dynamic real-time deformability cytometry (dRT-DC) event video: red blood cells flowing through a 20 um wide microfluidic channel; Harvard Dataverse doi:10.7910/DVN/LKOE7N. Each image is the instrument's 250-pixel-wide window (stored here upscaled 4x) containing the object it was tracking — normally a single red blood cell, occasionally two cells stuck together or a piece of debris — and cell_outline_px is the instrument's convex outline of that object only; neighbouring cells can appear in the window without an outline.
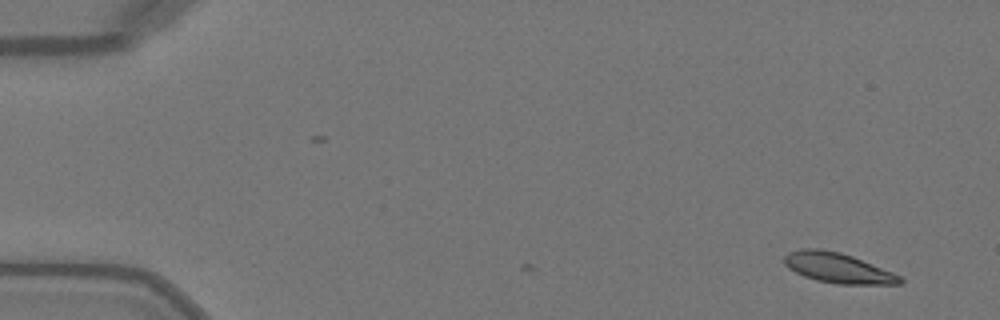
{"species": "Egyptian fruit bat (a non-hibernating species)", "species_latin": "Rousettus aegyptiacus", "temperature_condition": "warm", "stored_images_in_passage": 5, "camera_frame_rate_fps": 3000, "um_per_image_px": 0.085, "animal": {"sex": "female"}, "frame": {"image": 1, "passage_image": 1, "time_ms": 0.0, "image_size_px": [1000, 320], "cell_outline_px": [[904, 280], [900, 284], [836, 284], [816, 280], [804, 276], [788, 268], [784, 264], [784, 256], [788, 252], [804, 248], [820, 248], [840, 252], [852, 256], [892, 272], [900, 276]], "centroid_in_image_um": [71.19, 22.77], "position_along_channel_um": 13.8, "area_um2": 20.23}}